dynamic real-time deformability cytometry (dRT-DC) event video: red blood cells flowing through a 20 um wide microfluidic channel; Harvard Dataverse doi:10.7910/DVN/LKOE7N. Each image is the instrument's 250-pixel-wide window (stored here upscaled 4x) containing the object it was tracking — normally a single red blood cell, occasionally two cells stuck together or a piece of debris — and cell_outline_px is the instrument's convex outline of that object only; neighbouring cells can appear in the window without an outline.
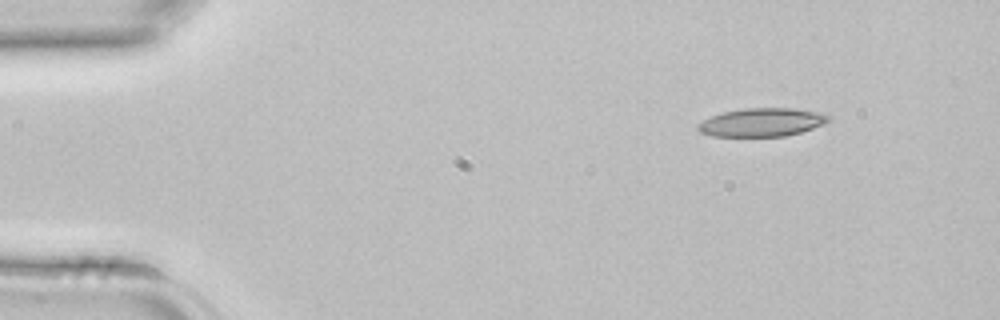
{"species": "common noctule bat (a hibernating species)", "species_latin": "Nyctalus noctula", "temperature_condition": "room temperature", "stored_images_in_passage": 4, "camera_frame_rate_fps": 3000, "um_per_image_px": 0.085, "animal": {"sex": "female", "body_mass_g": 22.7, "forearm_length_mm": 54.2}, "frame": {"image": 1, "passage_image": 4, "time_ms": 1.0, "image_size_px": [1000, 320], "cell_outline_px": [[832, 116], [824, 124], [800, 132], [784, 136], [712, 136], [700, 132], [696, 128], [696, 124], [712, 116], [724, 112], [744, 108], [796, 108], [824, 112]], "centroid_in_image_um": [64.79, 10.38], "position_along_channel_um": 20.2, "area_um2": 21.68}}